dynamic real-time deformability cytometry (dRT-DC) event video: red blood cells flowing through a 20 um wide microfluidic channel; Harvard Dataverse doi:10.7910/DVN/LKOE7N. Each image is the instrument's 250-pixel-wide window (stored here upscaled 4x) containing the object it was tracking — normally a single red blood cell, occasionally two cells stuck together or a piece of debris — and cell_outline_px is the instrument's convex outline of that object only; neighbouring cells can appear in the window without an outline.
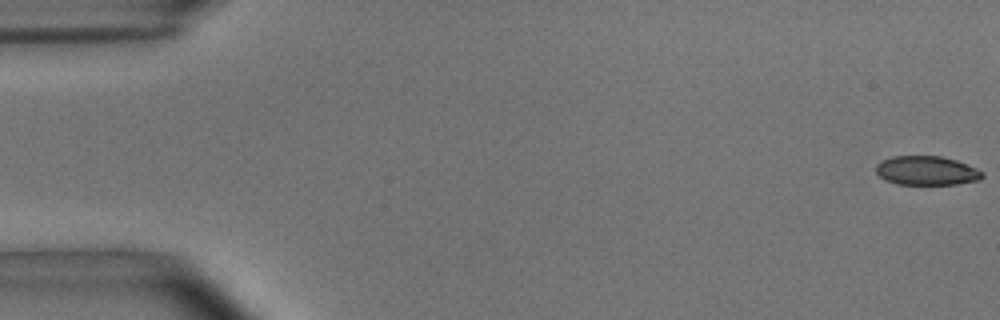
{"species": "common noctule bat (a hibernating species)", "species_latin": "Nyctalus noctula", "temperature_condition": "room temperature", "stored_images_in_passage": 54, "camera_frame_rate_fps": 3000, "um_per_image_px": 0.085, "animal": {"sex": "male", "body_mass_g": 15.6}, "frame": {"image": 1, "passage_image": 1, "time_ms": 0.0, "image_size_px": [1000, 320], "cell_outline_px": [[984, 176], [980, 180], [956, 184], [896, 184], [884, 180], [876, 172], [876, 164], [880, 160], [892, 156], [940, 156], [956, 160], [976, 168], [984, 172]], "centroid_in_image_um": [78.75, 14.5], "position_along_channel_um": 6.3, "area_um2": 18.15}}
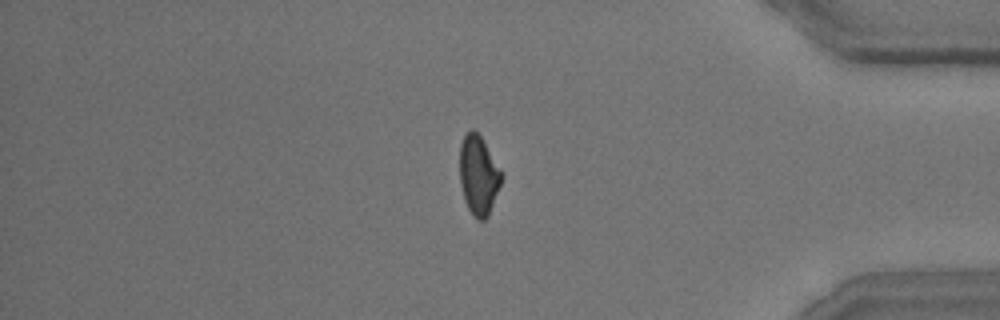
{"frame": {"image": 2, "passage_image": 46, "time_ms": 15.0, "image_size_px": [1000, 320], "cell_outline_px": [[504, 176], [488, 216], [484, 220], [476, 220], [472, 216], [464, 200], [460, 184], [460, 144], [464, 136], [472, 128], [480, 136], [504, 172]], "centroid_in_image_um": [40.69, 14.92], "position_along_channel_um": 394.5, "area_um2": 19.54}}
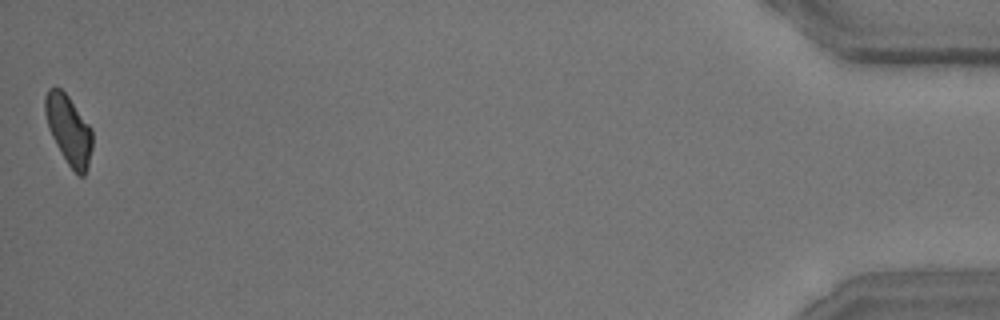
{"frame": {"image": 3, "passage_image": 54, "time_ms": 17.667, "image_size_px": [1000, 320], "cell_outline_px": [[92, 148], [88, 164], [84, 176], [80, 176], [68, 164], [56, 144], [48, 128], [44, 112], [44, 96], [48, 88], [60, 88], [68, 96], [92, 128]], "centroid_in_image_um": [5.83, 11.0], "position_along_channel_um": 429.4, "area_um2": 18.9}, "authors_computed_cell_mechanics": {"area_um2": 19.7098, "velocity_mm_per_s": 3.7149, "shape_relaxation_time_tau1_ms": 6.3076, "shape_relaxation_time_tau2_ms": 2.5276, "deformation_change_tau1": 0.1474, "deformation_change_tau2": 0.0854}}